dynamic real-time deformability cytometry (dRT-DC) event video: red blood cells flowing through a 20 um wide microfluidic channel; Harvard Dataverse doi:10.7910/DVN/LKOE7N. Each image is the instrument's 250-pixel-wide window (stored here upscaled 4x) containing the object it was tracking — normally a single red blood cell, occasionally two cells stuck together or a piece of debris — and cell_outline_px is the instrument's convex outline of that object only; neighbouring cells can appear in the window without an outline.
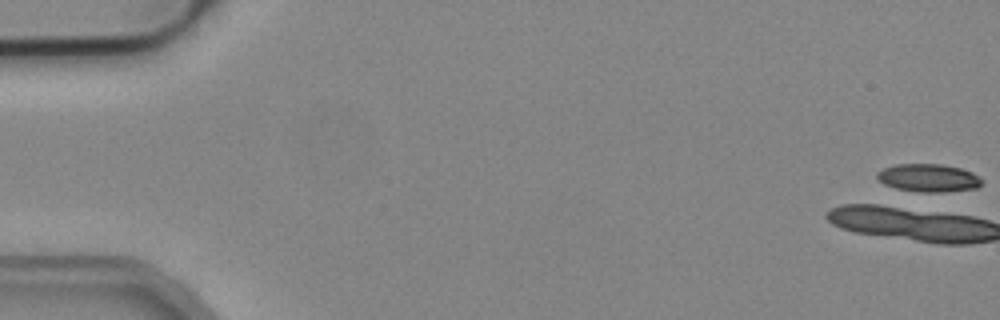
{"species": "common noctule bat (a hibernating species)", "species_latin": "Nyctalus noctula", "temperature_condition": "cold", "stored_images_in_passage": 12, "camera_frame_rate_fps": 3000, "um_per_image_px": 0.085, "animal": {"sex": "male", "body_mass_g": 19.2, "forearm_length_mm": 51.8}, "frame": {"image": 1, "passage_image": 1, "time_ms": 0.0, "image_size_px": [1000, 320], "cell_outline_px": [[984, 180], [976, 188], [944, 192], [920, 192], [896, 188], [884, 184], [876, 176], [876, 172], [884, 168], [896, 164], [940, 164], [960, 168], [972, 172], [980, 176]], "centroid_in_image_um": [78.93, 15.12], "position_along_channel_um": 6.1, "area_um2": 17.05}}